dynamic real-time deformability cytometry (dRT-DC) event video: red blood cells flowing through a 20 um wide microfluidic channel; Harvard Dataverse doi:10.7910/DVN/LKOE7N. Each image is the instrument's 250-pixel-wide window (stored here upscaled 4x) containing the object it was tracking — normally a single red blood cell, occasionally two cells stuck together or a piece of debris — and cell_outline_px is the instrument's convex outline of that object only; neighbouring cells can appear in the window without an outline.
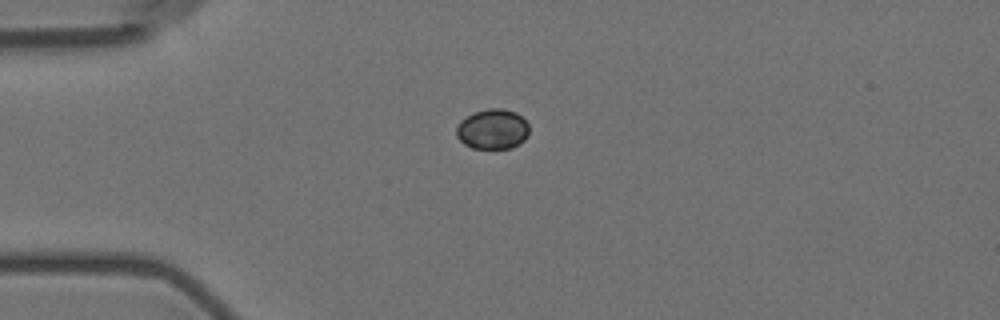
{"species": "Egyptian fruit bat (a non-hibernating species)", "species_latin": "Rousettus aegyptiacus", "temperature_condition": "room temperature", "stored_images_in_passage": 12, "camera_frame_rate_fps": 3000, "um_per_image_px": 0.085, "animal": {"sex": "female"}, "frame": {"image": 1, "passage_image": 1, "time_ms": 0.0, "image_size_px": [1000, 320], "cell_outline_px": [[528, 136], [520, 144], [512, 148], [472, 148], [464, 144], [456, 136], [456, 128], [460, 120], [476, 112], [488, 108], [500, 108], [516, 112], [528, 124]], "centroid_in_image_um": [41.87, 10.99], "position_along_channel_um": 43.1, "area_um2": 16.99}}
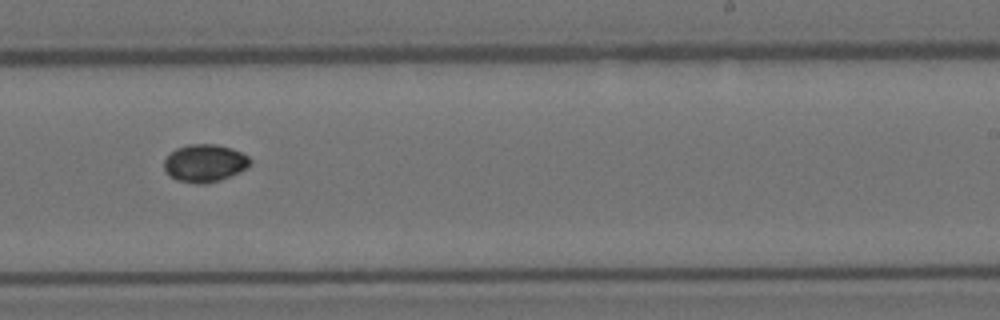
{"frame": {"image": 2, "passage_image": 7, "time_ms": 7.0, "image_size_px": [1000, 320], "cell_outline_px": [[252, 160], [240, 172], [220, 180], [204, 184], [196, 184], [176, 180], [168, 176], [164, 168], [164, 160], [176, 148], [188, 144], [216, 144], [232, 148], [248, 156]], "centroid_in_image_um": [17.37, 13.87], "position_along_channel_um": 271.6, "area_um2": 18.9}}
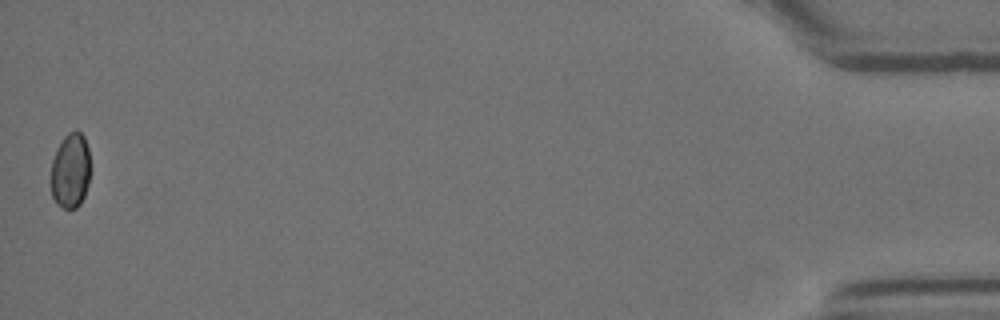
{"frame": {"image": 3, "passage_image": 12, "time_ms": 14.0, "image_size_px": [1000, 320], "cell_outline_px": [[88, 184], [84, 196], [80, 204], [76, 208], [64, 208], [56, 204], [52, 196], [52, 160], [56, 148], [64, 136], [68, 132], [76, 128], [84, 136], [88, 148]], "centroid_in_image_um": [5.98, 14.48], "position_along_channel_um": 429.2, "area_um2": 17.17}}